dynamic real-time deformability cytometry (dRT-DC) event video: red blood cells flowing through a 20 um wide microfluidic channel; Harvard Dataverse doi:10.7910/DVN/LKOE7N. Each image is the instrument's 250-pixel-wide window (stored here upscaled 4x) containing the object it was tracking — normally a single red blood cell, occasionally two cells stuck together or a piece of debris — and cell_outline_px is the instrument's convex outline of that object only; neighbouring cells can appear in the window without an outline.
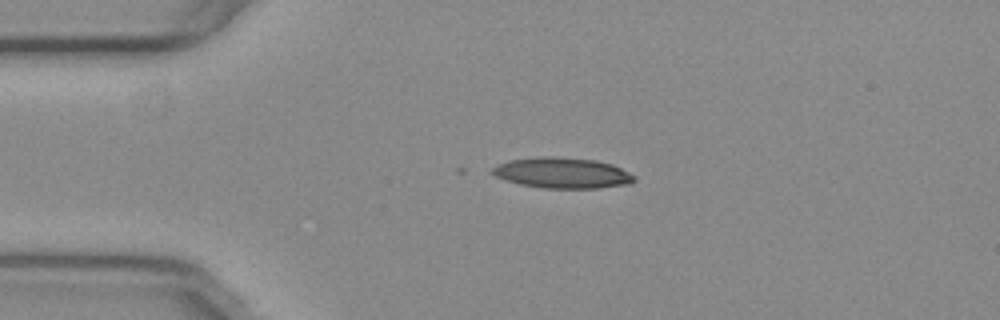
{"species": "common noctule bat (a hibernating species)", "species_latin": "Nyctalus noctula", "temperature_condition": "warm", "stored_images_in_passage": 2, "camera_frame_rate_fps": 3000, "um_per_image_px": 0.085, "animal": {"sex": "female", "body_mass_g": 29.2, "forearm_length_mm": 56.3}, "frame": {"image": 1, "passage_image": 2, "time_ms": 0.333, "image_size_px": [1000, 320], "cell_outline_px": [[636, 180], [628, 184], [600, 188], [544, 188], [520, 184], [504, 180], [488, 172], [492, 168], [508, 160], [536, 156], [556, 156], [596, 160], [612, 164], [628, 172]], "centroid_in_image_um": [47.75, 14.69], "position_along_channel_um": 37.3, "area_um2": 25.49}}